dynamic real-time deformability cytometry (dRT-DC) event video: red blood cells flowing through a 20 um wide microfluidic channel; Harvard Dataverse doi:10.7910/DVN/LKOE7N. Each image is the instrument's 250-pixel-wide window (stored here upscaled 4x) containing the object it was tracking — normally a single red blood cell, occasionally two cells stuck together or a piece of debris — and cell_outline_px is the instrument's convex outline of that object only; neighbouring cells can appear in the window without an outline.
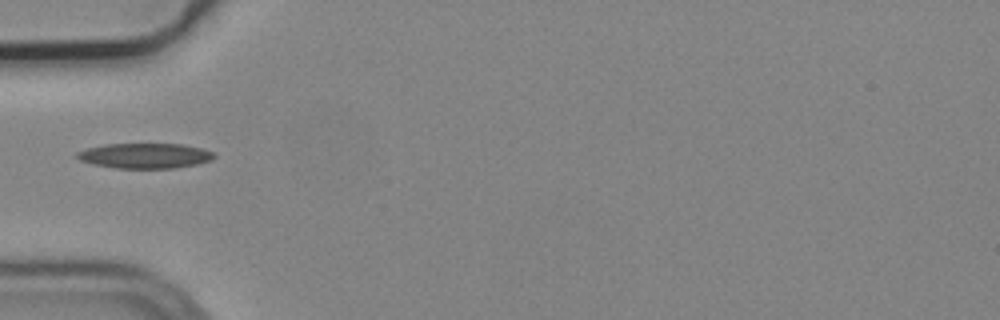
{"species": "common noctule bat (a hibernating species)", "species_latin": "Nyctalus noctula", "temperature_condition": "cold", "stored_images_in_passage": 2, "camera_frame_rate_fps": 3000, "um_per_image_px": 0.085, "animal": {"sex": "male", "body_mass_g": 19.2, "forearm_length_mm": 51.8}, "frame": {"image": 1, "passage_image": 1, "time_ms": 0.0, "image_size_px": [1000, 320], "cell_outline_px": [[216, 156], [212, 160], [196, 164], [176, 168], [116, 168], [92, 164], [80, 160], [76, 156], [76, 152], [88, 148], [104, 144], [184, 144], [204, 148], [212, 152]], "centroid_in_image_um": [12.34, 13.23], "position_along_channel_um": 72.7, "area_um2": 20.17}}
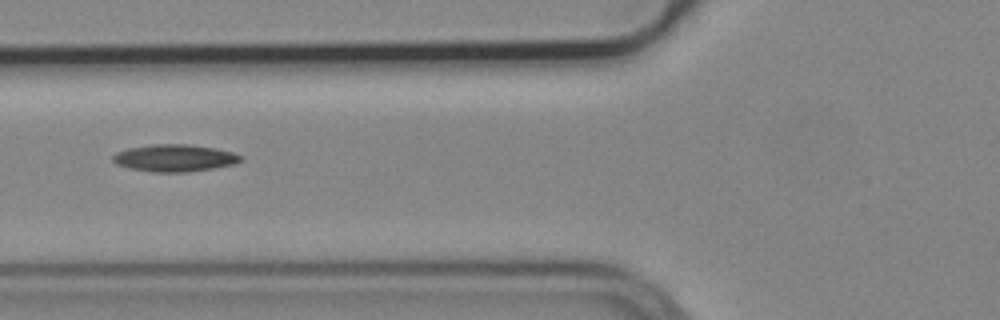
{"frame": {"image": 2, "passage_image": 2, "time_ms": 0.333, "image_size_px": [1000, 320], "cell_outline_px": [[244, 156], [236, 164], [212, 168], [184, 172], [152, 172], [128, 168], [116, 164], [112, 160], [112, 156], [116, 152], [128, 148], [152, 144], [188, 144], [216, 148], [232, 152]], "centroid_in_image_um": [14.82, 13.42], "position_along_channel_um": 111.0, "area_um2": 20.29}}